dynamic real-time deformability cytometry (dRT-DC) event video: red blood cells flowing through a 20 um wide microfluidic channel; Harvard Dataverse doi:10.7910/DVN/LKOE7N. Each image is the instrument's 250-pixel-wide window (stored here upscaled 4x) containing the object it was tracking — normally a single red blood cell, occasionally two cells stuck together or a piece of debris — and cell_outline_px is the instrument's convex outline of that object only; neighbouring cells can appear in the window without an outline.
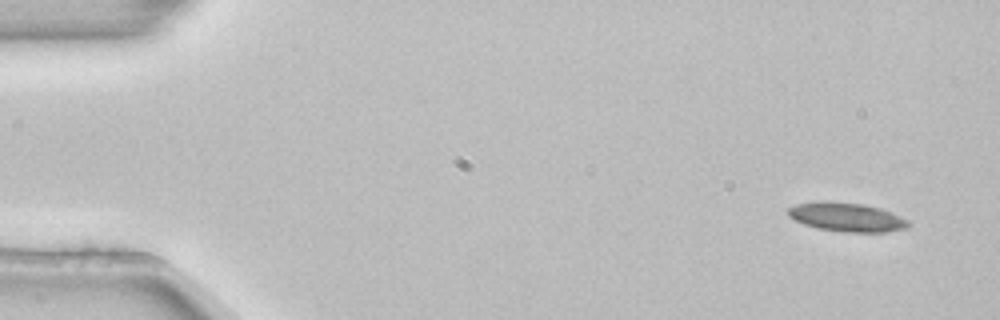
{"species": "common noctule bat (a hibernating species)", "species_latin": "Nyctalus noctula", "temperature_condition": "room temperature", "stored_images_in_passage": 4, "camera_frame_rate_fps": 3000, "um_per_image_px": 0.085, "animal": {"sex": "female", "body_mass_g": 22.7, "forearm_length_mm": 54.2}, "frame": {"image": 1, "passage_image": 1, "time_ms": 0.0, "image_size_px": [1000, 320], "cell_outline_px": [[912, 224], [908, 228], [888, 232], [844, 232], [820, 228], [804, 224], [788, 216], [788, 208], [796, 204], [820, 200], [860, 204], [880, 208], [908, 220]], "centroid_in_image_um": [71.98, 18.46], "position_along_channel_um": 13.0, "area_um2": 20.17}}
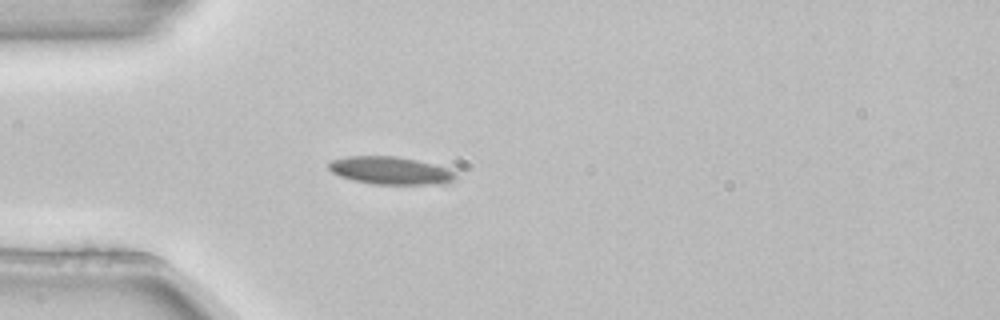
{"frame": {"image": 2, "passage_image": 4, "time_ms": 1.0, "image_size_px": [1000, 320], "cell_outline_px": [[460, 168], [456, 180], [452, 184], [372, 184], [352, 180], [340, 176], [332, 172], [328, 168], [328, 164], [332, 160], [348, 156], [396, 156]], "centroid_in_image_um": [33.38, 14.5], "position_along_channel_um": 51.6, "area_um2": 21.39}}